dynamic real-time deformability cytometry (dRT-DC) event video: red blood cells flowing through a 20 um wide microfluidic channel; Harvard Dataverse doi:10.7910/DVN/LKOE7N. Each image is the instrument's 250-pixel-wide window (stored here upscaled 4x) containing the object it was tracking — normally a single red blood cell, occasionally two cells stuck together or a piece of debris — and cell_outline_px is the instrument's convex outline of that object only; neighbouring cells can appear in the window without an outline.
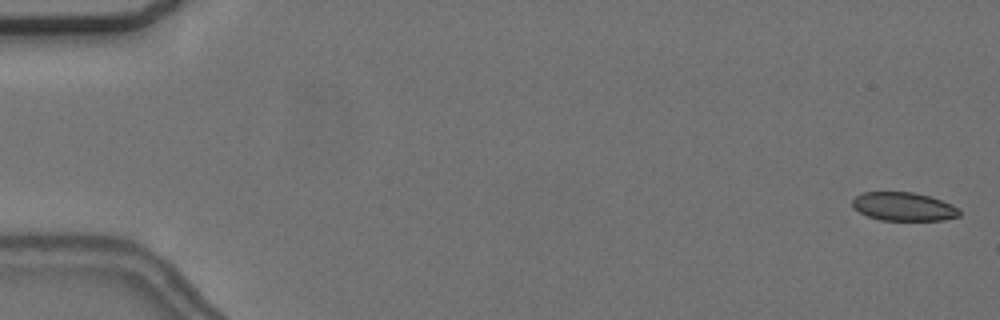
{"species": "common noctule bat (a hibernating species)", "species_latin": "Nyctalus noctula", "temperature_condition": "cold", "stored_images_in_passage": 57, "camera_frame_rate_fps": 3000, "um_per_image_px": 0.085, "animal": {"sex": "female", "body_mass_g": 24.6, "forearm_length_mm": 56.2}, "frame": {"image": 1, "passage_image": 2, "time_ms": 0.333, "image_size_px": [1000, 320], "cell_outline_px": [[960, 216], [944, 220], [880, 220], [868, 216], [852, 208], [852, 200], [856, 196], [864, 192], [912, 192], [932, 196], [952, 204], [960, 212]], "centroid_in_image_um": [76.81, 17.56], "position_along_channel_um": 8.2, "area_um2": 17.86}}
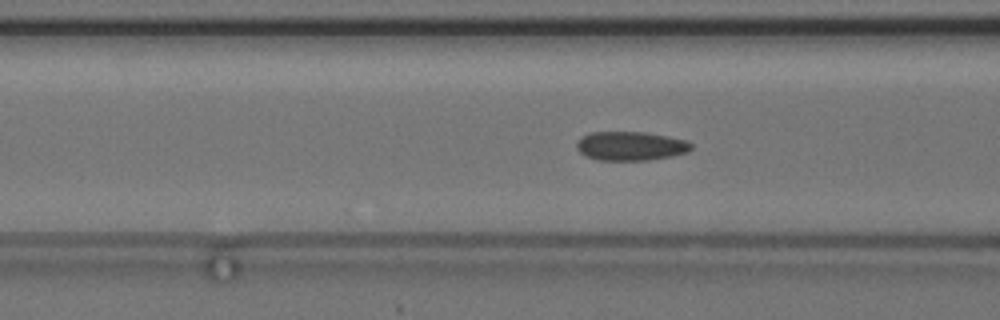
{"frame": {"image": 2, "passage_image": 23, "time_ms": 7.333, "image_size_px": [1000, 320], "cell_outline_px": [[692, 148], [688, 152], [672, 156], [648, 160], [600, 160], [584, 156], [576, 148], [576, 144], [580, 136], [592, 132], [644, 132], [668, 136], [688, 140], [692, 144]], "centroid_in_image_um": [53.6, 12.41], "position_along_channel_um": 113.0, "area_um2": 19.54}}
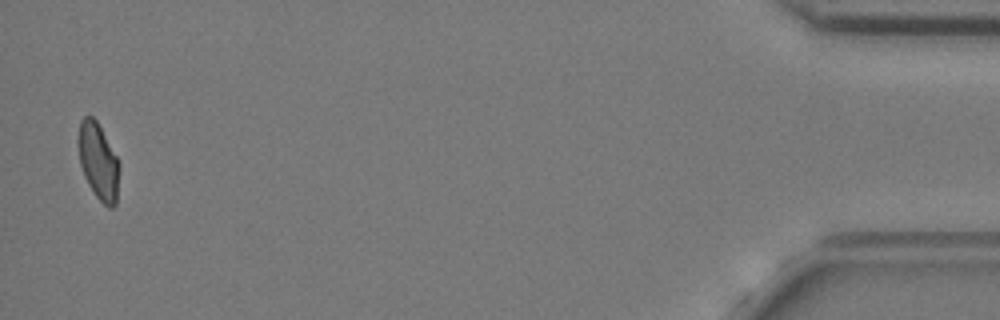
{"frame": {"image": 3, "passage_image": 56, "time_ms": 18.333, "image_size_px": [1000, 320], "cell_outline_px": [[120, 168], [116, 204], [112, 208], [108, 208], [96, 196], [88, 184], [84, 176], [80, 164], [76, 144], [76, 140], [80, 120], [84, 116], [92, 116], [96, 120], [116, 156], [120, 164]], "centroid_in_image_um": [8.33, 13.71], "position_along_channel_um": 426.9, "area_um2": 18.55}, "authors_computed_cell_mechanics": {"area_um2": 19.074, "velocity_mm_per_s": 3.6748, "shape_relaxation_time_tau1_ms": null, "shape_relaxation_time_tau2_ms": 1.3637, "deformation_change_tau1": null, "deformation_change_tau2": 0.0663}}